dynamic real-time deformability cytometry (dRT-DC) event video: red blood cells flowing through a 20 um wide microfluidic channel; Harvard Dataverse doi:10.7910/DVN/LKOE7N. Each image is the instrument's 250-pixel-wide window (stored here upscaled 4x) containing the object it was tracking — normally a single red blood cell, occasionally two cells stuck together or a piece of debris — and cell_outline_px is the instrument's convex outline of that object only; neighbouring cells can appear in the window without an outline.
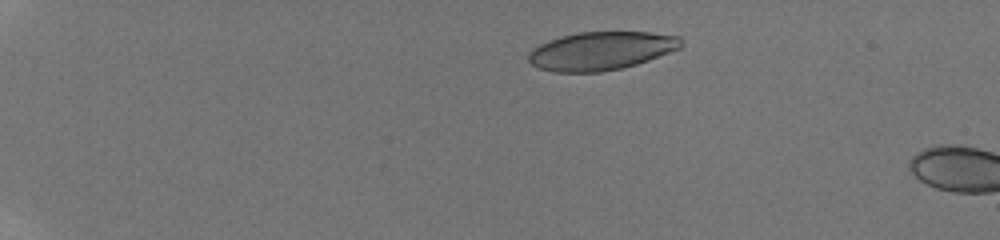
{"species": "human", "species_latin": "Homo sapiens", "temperature_condition": "room temperature", "stored_images_in_passage": 19, "camera_frame_rate_fps": 3000, "um_per_image_px": 0.085, "donor": {"sex": "male"}, "frame": {"image": 1, "passage_image": 12, "time_ms": 3.0, "image_size_px": [1000, 240], "cell_outline_px": [[684, 44], [680, 48], [648, 60], [636, 64], [620, 68], [600, 72], [552, 72], [540, 68], [532, 64], [528, 60], [528, 52], [532, 48], [548, 40], [560, 36], [580, 32], [648, 32], [680, 36]], "centroid_in_image_um": [51.08, 4.32], "position_along_channel_um": 33.9, "area_um2": 34.1}}
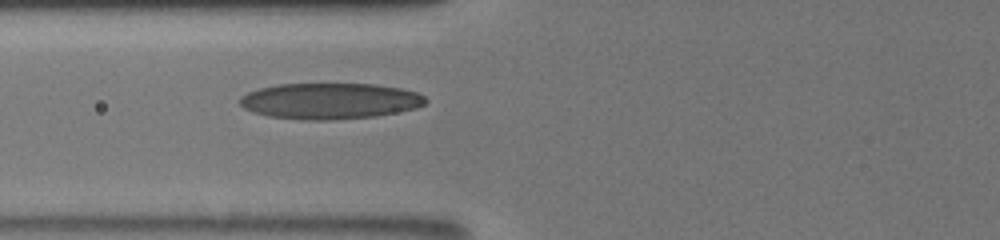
{"frame": {"image": 2, "passage_image": 19, "time_ms": 7.333, "image_size_px": [1000, 240], "cell_outline_px": [[428, 100], [424, 104], [416, 108], [376, 116], [332, 120], [304, 120], [268, 116], [252, 112], [244, 108], [240, 104], [240, 96], [248, 92], [260, 88], [280, 84], [376, 84], [400, 88], [416, 92], [424, 96]], "centroid_in_image_um": [28.03, 8.59], "position_along_channel_um": 97.8, "area_um2": 39.02}}